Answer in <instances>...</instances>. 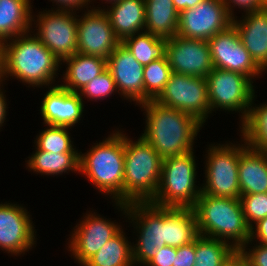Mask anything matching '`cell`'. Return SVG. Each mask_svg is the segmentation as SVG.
Masks as SVG:
<instances>
[{"label": "cell", "mask_w": 267, "mask_h": 266, "mask_svg": "<svg viewBox=\"0 0 267 266\" xmlns=\"http://www.w3.org/2000/svg\"><path fill=\"white\" fill-rule=\"evenodd\" d=\"M107 69L114 78L117 92L139 105L144 103V66L122 43L108 57Z\"/></svg>", "instance_id": "obj_18"}, {"label": "cell", "mask_w": 267, "mask_h": 266, "mask_svg": "<svg viewBox=\"0 0 267 266\" xmlns=\"http://www.w3.org/2000/svg\"><path fill=\"white\" fill-rule=\"evenodd\" d=\"M210 113L215 108L238 111L243 123L255 99L253 81L247 76L225 69L213 68L206 77Z\"/></svg>", "instance_id": "obj_8"}, {"label": "cell", "mask_w": 267, "mask_h": 266, "mask_svg": "<svg viewBox=\"0 0 267 266\" xmlns=\"http://www.w3.org/2000/svg\"><path fill=\"white\" fill-rule=\"evenodd\" d=\"M112 134L87 153L80 154L79 172L100 192L111 194L114 202L123 203L124 134L119 131Z\"/></svg>", "instance_id": "obj_4"}, {"label": "cell", "mask_w": 267, "mask_h": 266, "mask_svg": "<svg viewBox=\"0 0 267 266\" xmlns=\"http://www.w3.org/2000/svg\"><path fill=\"white\" fill-rule=\"evenodd\" d=\"M62 62L66 63L68 67L66 73L63 74L66 83L60 86L76 93L107 69L106 59L78 52Z\"/></svg>", "instance_id": "obj_24"}, {"label": "cell", "mask_w": 267, "mask_h": 266, "mask_svg": "<svg viewBox=\"0 0 267 266\" xmlns=\"http://www.w3.org/2000/svg\"><path fill=\"white\" fill-rule=\"evenodd\" d=\"M123 233L120 230L82 266H134L132 245Z\"/></svg>", "instance_id": "obj_27"}, {"label": "cell", "mask_w": 267, "mask_h": 266, "mask_svg": "<svg viewBox=\"0 0 267 266\" xmlns=\"http://www.w3.org/2000/svg\"><path fill=\"white\" fill-rule=\"evenodd\" d=\"M135 223L139 238L132 246L135 264L145 266L165 244L164 207L150 202L115 203ZM135 220V221H134ZM139 228V229H138Z\"/></svg>", "instance_id": "obj_7"}, {"label": "cell", "mask_w": 267, "mask_h": 266, "mask_svg": "<svg viewBox=\"0 0 267 266\" xmlns=\"http://www.w3.org/2000/svg\"><path fill=\"white\" fill-rule=\"evenodd\" d=\"M232 23L233 17L223 0H203L179 13L177 35L208 41Z\"/></svg>", "instance_id": "obj_12"}, {"label": "cell", "mask_w": 267, "mask_h": 266, "mask_svg": "<svg viewBox=\"0 0 267 266\" xmlns=\"http://www.w3.org/2000/svg\"><path fill=\"white\" fill-rule=\"evenodd\" d=\"M240 201L246 222L250 228L267 217V193L241 195Z\"/></svg>", "instance_id": "obj_34"}, {"label": "cell", "mask_w": 267, "mask_h": 266, "mask_svg": "<svg viewBox=\"0 0 267 266\" xmlns=\"http://www.w3.org/2000/svg\"><path fill=\"white\" fill-rule=\"evenodd\" d=\"M26 208L0 204V248L7 253L24 254L35 244V230Z\"/></svg>", "instance_id": "obj_16"}, {"label": "cell", "mask_w": 267, "mask_h": 266, "mask_svg": "<svg viewBox=\"0 0 267 266\" xmlns=\"http://www.w3.org/2000/svg\"><path fill=\"white\" fill-rule=\"evenodd\" d=\"M84 218L75 226L69 244L70 252L81 266L122 229L120 225L95 214L90 213Z\"/></svg>", "instance_id": "obj_17"}, {"label": "cell", "mask_w": 267, "mask_h": 266, "mask_svg": "<svg viewBox=\"0 0 267 266\" xmlns=\"http://www.w3.org/2000/svg\"><path fill=\"white\" fill-rule=\"evenodd\" d=\"M177 248L164 246L158 250V253L150 260L146 266H173L176 258Z\"/></svg>", "instance_id": "obj_37"}, {"label": "cell", "mask_w": 267, "mask_h": 266, "mask_svg": "<svg viewBox=\"0 0 267 266\" xmlns=\"http://www.w3.org/2000/svg\"><path fill=\"white\" fill-rule=\"evenodd\" d=\"M27 166L41 175H58L67 171H79L80 153H51L35 150Z\"/></svg>", "instance_id": "obj_28"}, {"label": "cell", "mask_w": 267, "mask_h": 266, "mask_svg": "<svg viewBox=\"0 0 267 266\" xmlns=\"http://www.w3.org/2000/svg\"><path fill=\"white\" fill-rule=\"evenodd\" d=\"M51 86L41 102L40 113L44 124L71 129L81 120L83 99L79 93L71 92L60 85Z\"/></svg>", "instance_id": "obj_19"}, {"label": "cell", "mask_w": 267, "mask_h": 266, "mask_svg": "<svg viewBox=\"0 0 267 266\" xmlns=\"http://www.w3.org/2000/svg\"><path fill=\"white\" fill-rule=\"evenodd\" d=\"M235 26L243 46L248 50L255 63L267 70V10L247 12L243 20H235Z\"/></svg>", "instance_id": "obj_20"}, {"label": "cell", "mask_w": 267, "mask_h": 266, "mask_svg": "<svg viewBox=\"0 0 267 266\" xmlns=\"http://www.w3.org/2000/svg\"><path fill=\"white\" fill-rule=\"evenodd\" d=\"M219 145V146H218ZM211 145L206 156L205 185L202 193L222 198L240 199L238 178L239 146Z\"/></svg>", "instance_id": "obj_9"}, {"label": "cell", "mask_w": 267, "mask_h": 266, "mask_svg": "<svg viewBox=\"0 0 267 266\" xmlns=\"http://www.w3.org/2000/svg\"><path fill=\"white\" fill-rule=\"evenodd\" d=\"M221 266H248V264L240 250H235Z\"/></svg>", "instance_id": "obj_42"}, {"label": "cell", "mask_w": 267, "mask_h": 266, "mask_svg": "<svg viewBox=\"0 0 267 266\" xmlns=\"http://www.w3.org/2000/svg\"><path fill=\"white\" fill-rule=\"evenodd\" d=\"M165 244L181 247L199 235L193 208L164 207Z\"/></svg>", "instance_id": "obj_23"}, {"label": "cell", "mask_w": 267, "mask_h": 266, "mask_svg": "<svg viewBox=\"0 0 267 266\" xmlns=\"http://www.w3.org/2000/svg\"><path fill=\"white\" fill-rule=\"evenodd\" d=\"M106 2H110V4H113V3H115V2H117V1H119V0H105Z\"/></svg>", "instance_id": "obj_47"}, {"label": "cell", "mask_w": 267, "mask_h": 266, "mask_svg": "<svg viewBox=\"0 0 267 266\" xmlns=\"http://www.w3.org/2000/svg\"><path fill=\"white\" fill-rule=\"evenodd\" d=\"M241 133L248 146L267 152V103L256 108L251 106Z\"/></svg>", "instance_id": "obj_31"}, {"label": "cell", "mask_w": 267, "mask_h": 266, "mask_svg": "<svg viewBox=\"0 0 267 266\" xmlns=\"http://www.w3.org/2000/svg\"><path fill=\"white\" fill-rule=\"evenodd\" d=\"M203 0H173L176 10L180 13L181 11L195 7Z\"/></svg>", "instance_id": "obj_43"}, {"label": "cell", "mask_w": 267, "mask_h": 266, "mask_svg": "<svg viewBox=\"0 0 267 266\" xmlns=\"http://www.w3.org/2000/svg\"><path fill=\"white\" fill-rule=\"evenodd\" d=\"M0 81H2V43H0Z\"/></svg>", "instance_id": "obj_45"}, {"label": "cell", "mask_w": 267, "mask_h": 266, "mask_svg": "<svg viewBox=\"0 0 267 266\" xmlns=\"http://www.w3.org/2000/svg\"><path fill=\"white\" fill-rule=\"evenodd\" d=\"M105 10L115 36L122 42L126 37L140 33L145 28V1L119 0Z\"/></svg>", "instance_id": "obj_22"}, {"label": "cell", "mask_w": 267, "mask_h": 266, "mask_svg": "<svg viewBox=\"0 0 267 266\" xmlns=\"http://www.w3.org/2000/svg\"><path fill=\"white\" fill-rule=\"evenodd\" d=\"M193 210L200 235L224 239L227 243L233 240L230 244L235 250L247 247L251 229L240 199L214 197L201 192Z\"/></svg>", "instance_id": "obj_3"}, {"label": "cell", "mask_w": 267, "mask_h": 266, "mask_svg": "<svg viewBox=\"0 0 267 266\" xmlns=\"http://www.w3.org/2000/svg\"><path fill=\"white\" fill-rule=\"evenodd\" d=\"M146 116L142 137L164 159L193 151L194 139L202 123L194 116L149 100L140 104Z\"/></svg>", "instance_id": "obj_1"}, {"label": "cell", "mask_w": 267, "mask_h": 266, "mask_svg": "<svg viewBox=\"0 0 267 266\" xmlns=\"http://www.w3.org/2000/svg\"><path fill=\"white\" fill-rule=\"evenodd\" d=\"M123 203L150 202L160 181L163 158L142 136L133 142L124 134Z\"/></svg>", "instance_id": "obj_5"}, {"label": "cell", "mask_w": 267, "mask_h": 266, "mask_svg": "<svg viewBox=\"0 0 267 266\" xmlns=\"http://www.w3.org/2000/svg\"><path fill=\"white\" fill-rule=\"evenodd\" d=\"M225 6L227 7V10L229 14L234 18L233 9L231 7V3L236 7L241 9H244V12H250L254 10H260L261 9V0H223ZM246 10V11H245Z\"/></svg>", "instance_id": "obj_39"}, {"label": "cell", "mask_w": 267, "mask_h": 266, "mask_svg": "<svg viewBox=\"0 0 267 266\" xmlns=\"http://www.w3.org/2000/svg\"><path fill=\"white\" fill-rule=\"evenodd\" d=\"M2 81H0V86ZM6 99L4 97V94L2 92V89L0 88V127L3 126L4 121L6 120Z\"/></svg>", "instance_id": "obj_44"}, {"label": "cell", "mask_w": 267, "mask_h": 266, "mask_svg": "<svg viewBox=\"0 0 267 266\" xmlns=\"http://www.w3.org/2000/svg\"><path fill=\"white\" fill-rule=\"evenodd\" d=\"M166 57L176 74L206 78L214 68L207 40L175 35L167 39Z\"/></svg>", "instance_id": "obj_15"}, {"label": "cell", "mask_w": 267, "mask_h": 266, "mask_svg": "<svg viewBox=\"0 0 267 266\" xmlns=\"http://www.w3.org/2000/svg\"><path fill=\"white\" fill-rule=\"evenodd\" d=\"M244 143L239 146L238 178L241 195L267 193V152L253 149Z\"/></svg>", "instance_id": "obj_21"}, {"label": "cell", "mask_w": 267, "mask_h": 266, "mask_svg": "<svg viewBox=\"0 0 267 266\" xmlns=\"http://www.w3.org/2000/svg\"><path fill=\"white\" fill-rule=\"evenodd\" d=\"M246 249L242 247L240 252L245 256L248 266H267V245H255L249 251Z\"/></svg>", "instance_id": "obj_36"}, {"label": "cell", "mask_w": 267, "mask_h": 266, "mask_svg": "<svg viewBox=\"0 0 267 266\" xmlns=\"http://www.w3.org/2000/svg\"><path fill=\"white\" fill-rule=\"evenodd\" d=\"M77 18V52L108 59L121 43L115 36L105 9H87Z\"/></svg>", "instance_id": "obj_13"}, {"label": "cell", "mask_w": 267, "mask_h": 266, "mask_svg": "<svg viewBox=\"0 0 267 266\" xmlns=\"http://www.w3.org/2000/svg\"><path fill=\"white\" fill-rule=\"evenodd\" d=\"M60 63L35 35L29 36L28 32L2 43V81L5 76H12L34 87L49 86L55 81Z\"/></svg>", "instance_id": "obj_2"}, {"label": "cell", "mask_w": 267, "mask_h": 266, "mask_svg": "<svg viewBox=\"0 0 267 266\" xmlns=\"http://www.w3.org/2000/svg\"><path fill=\"white\" fill-rule=\"evenodd\" d=\"M195 264V240L181 247H177V254L173 266H194Z\"/></svg>", "instance_id": "obj_38"}, {"label": "cell", "mask_w": 267, "mask_h": 266, "mask_svg": "<svg viewBox=\"0 0 267 266\" xmlns=\"http://www.w3.org/2000/svg\"><path fill=\"white\" fill-rule=\"evenodd\" d=\"M144 31L160 38L169 39L177 35L179 12L173 0H144Z\"/></svg>", "instance_id": "obj_26"}, {"label": "cell", "mask_w": 267, "mask_h": 266, "mask_svg": "<svg viewBox=\"0 0 267 266\" xmlns=\"http://www.w3.org/2000/svg\"><path fill=\"white\" fill-rule=\"evenodd\" d=\"M51 1H54L53 3L56 2V5L59 6L57 10H63V11L78 10L87 6L88 2L89 3L91 2L90 0H51Z\"/></svg>", "instance_id": "obj_41"}, {"label": "cell", "mask_w": 267, "mask_h": 266, "mask_svg": "<svg viewBox=\"0 0 267 266\" xmlns=\"http://www.w3.org/2000/svg\"><path fill=\"white\" fill-rule=\"evenodd\" d=\"M193 153L163 159L157 192L150 203L162 207L195 206L202 189L195 186L197 172Z\"/></svg>", "instance_id": "obj_6"}, {"label": "cell", "mask_w": 267, "mask_h": 266, "mask_svg": "<svg viewBox=\"0 0 267 266\" xmlns=\"http://www.w3.org/2000/svg\"><path fill=\"white\" fill-rule=\"evenodd\" d=\"M115 90L117 91L114 78L111 72L106 69L102 74L87 83L78 93L81 97L86 96L88 99H95L96 101L112 95Z\"/></svg>", "instance_id": "obj_35"}, {"label": "cell", "mask_w": 267, "mask_h": 266, "mask_svg": "<svg viewBox=\"0 0 267 266\" xmlns=\"http://www.w3.org/2000/svg\"><path fill=\"white\" fill-rule=\"evenodd\" d=\"M121 43L131 51L133 57L143 66L156 59L166 57L167 39L145 31L128 36Z\"/></svg>", "instance_id": "obj_29"}, {"label": "cell", "mask_w": 267, "mask_h": 266, "mask_svg": "<svg viewBox=\"0 0 267 266\" xmlns=\"http://www.w3.org/2000/svg\"><path fill=\"white\" fill-rule=\"evenodd\" d=\"M31 9L30 0H0V43L30 31Z\"/></svg>", "instance_id": "obj_25"}, {"label": "cell", "mask_w": 267, "mask_h": 266, "mask_svg": "<svg viewBox=\"0 0 267 266\" xmlns=\"http://www.w3.org/2000/svg\"><path fill=\"white\" fill-rule=\"evenodd\" d=\"M172 73L167 57L144 66V103L160 95Z\"/></svg>", "instance_id": "obj_32"}, {"label": "cell", "mask_w": 267, "mask_h": 266, "mask_svg": "<svg viewBox=\"0 0 267 266\" xmlns=\"http://www.w3.org/2000/svg\"><path fill=\"white\" fill-rule=\"evenodd\" d=\"M208 44L214 68L241 73L251 81L263 72L243 46L233 24L210 38Z\"/></svg>", "instance_id": "obj_14"}, {"label": "cell", "mask_w": 267, "mask_h": 266, "mask_svg": "<svg viewBox=\"0 0 267 266\" xmlns=\"http://www.w3.org/2000/svg\"><path fill=\"white\" fill-rule=\"evenodd\" d=\"M49 128L43 130L36 138V150L53 153H78L73 148L68 127L47 125Z\"/></svg>", "instance_id": "obj_33"}, {"label": "cell", "mask_w": 267, "mask_h": 266, "mask_svg": "<svg viewBox=\"0 0 267 266\" xmlns=\"http://www.w3.org/2000/svg\"><path fill=\"white\" fill-rule=\"evenodd\" d=\"M74 14L73 11H53L52 9L39 12L38 19L35 21L38 26H36L38 31L35 36L60 62L77 52L78 15Z\"/></svg>", "instance_id": "obj_11"}, {"label": "cell", "mask_w": 267, "mask_h": 266, "mask_svg": "<svg viewBox=\"0 0 267 266\" xmlns=\"http://www.w3.org/2000/svg\"><path fill=\"white\" fill-rule=\"evenodd\" d=\"M234 251V247L224 240L199 234L195 239L194 266H221Z\"/></svg>", "instance_id": "obj_30"}, {"label": "cell", "mask_w": 267, "mask_h": 266, "mask_svg": "<svg viewBox=\"0 0 267 266\" xmlns=\"http://www.w3.org/2000/svg\"><path fill=\"white\" fill-rule=\"evenodd\" d=\"M159 104L186 112L204 124L210 113L206 78L172 73L155 99Z\"/></svg>", "instance_id": "obj_10"}, {"label": "cell", "mask_w": 267, "mask_h": 266, "mask_svg": "<svg viewBox=\"0 0 267 266\" xmlns=\"http://www.w3.org/2000/svg\"><path fill=\"white\" fill-rule=\"evenodd\" d=\"M255 224L256 228L254 227L250 228L251 229L250 240L246 244L248 245L250 242L252 243L253 240L257 238V240L259 239L258 240L259 244L267 245V217L263 218L262 220L258 221Z\"/></svg>", "instance_id": "obj_40"}, {"label": "cell", "mask_w": 267, "mask_h": 266, "mask_svg": "<svg viewBox=\"0 0 267 266\" xmlns=\"http://www.w3.org/2000/svg\"><path fill=\"white\" fill-rule=\"evenodd\" d=\"M261 9L267 10V0H261Z\"/></svg>", "instance_id": "obj_46"}]
</instances>
